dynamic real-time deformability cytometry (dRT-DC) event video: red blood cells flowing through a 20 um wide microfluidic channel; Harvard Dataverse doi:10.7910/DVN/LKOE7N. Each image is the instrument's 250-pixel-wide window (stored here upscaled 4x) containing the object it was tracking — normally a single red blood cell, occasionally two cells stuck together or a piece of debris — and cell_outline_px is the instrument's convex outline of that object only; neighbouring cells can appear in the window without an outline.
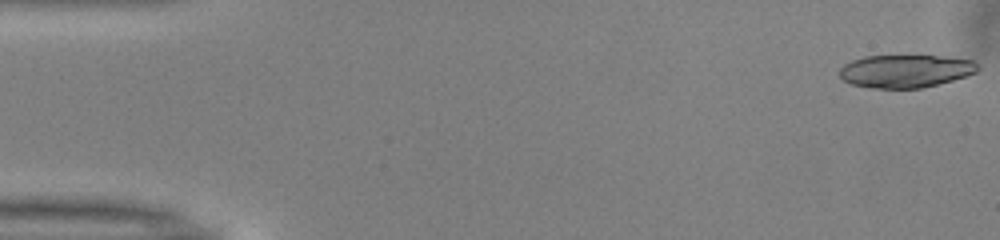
{"species": "common noctule bat (a hibernating species)", "species_latin": "Nyctalus noctula", "temperature_condition": "warm", "stored_images_in_passage": 50, "camera_frame_rate_fps": 3000, "um_per_image_px": 0.085, "animal": {"sex": "male", "body_mass_g": 13.0, "forearm_length_mm": 53.1}, "frame": {"image": 1, "passage_image": 1, "time_ms": 0.0, "image_size_px": [1000, 240], "cell_outline_px": [[980, 68], [976, 72], [952, 80], [920, 88], [872, 88], [852, 84], [844, 80], [840, 76], [840, 68], [844, 64], [852, 60], [864, 56], [940, 56], [976, 60], [980, 64]], "centroid_in_image_um": [76.99, 6.03], "position_along_channel_um": 8.0, "area_um2": 26.41}}
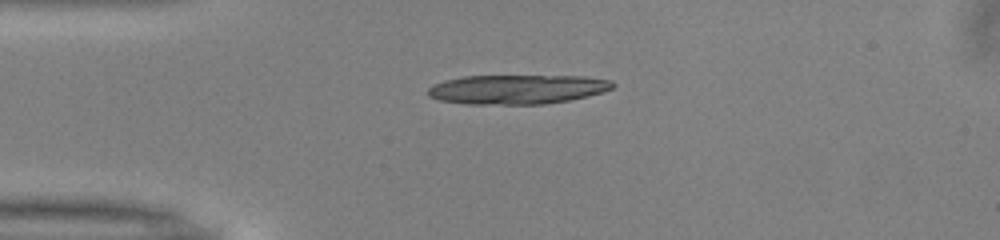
{"frame": {"image": 2, "passage_image": 12, "time_ms": 3.667, "image_size_px": [1000, 240], "cell_outline_px": [[616, 84], [612, 88], [604, 92], [588, 96], [568, 100], [544, 104], [468, 104], [440, 100], [428, 96], [428, 88], [432, 84], [444, 80], [464, 76], [584, 76], [612, 80]], "centroid_in_image_um": [43.97, 7.59], "position_along_channel_um": 41.0, "area_um2": 31.73}, "authors_computed_cell_mechanics": {"area_um2": 26.9348, "velocity_mm_per_s": 4.0386, "shape_relaxation_time_tau1_ms": 1.5809, "shape_relaxation_time_tau2_ms": 5.8829, "deformation_change_tau1": 0.286, "deformation_change_tau2": 0.1799}}